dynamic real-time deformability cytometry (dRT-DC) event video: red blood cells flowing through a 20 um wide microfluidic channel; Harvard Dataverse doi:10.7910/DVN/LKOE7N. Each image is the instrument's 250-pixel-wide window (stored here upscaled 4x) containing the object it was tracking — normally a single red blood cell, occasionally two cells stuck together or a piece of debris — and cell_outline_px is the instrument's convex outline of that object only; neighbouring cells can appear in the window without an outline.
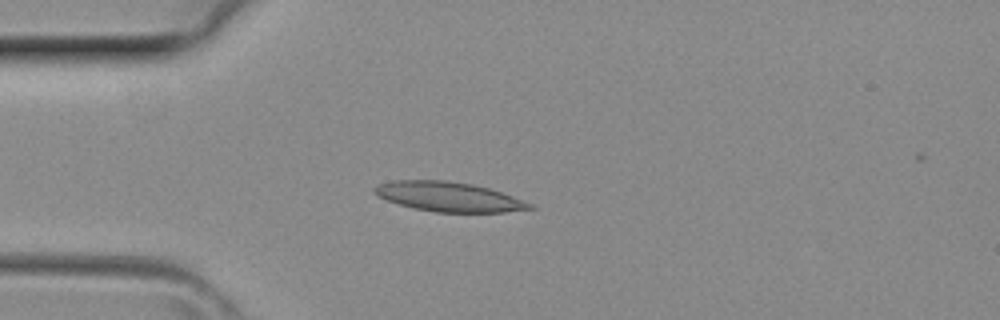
{"species": "common noctule bat (a hibernating species)", "species_latin": "Nyctalus noctula", "temperature_condition": "room temperature", "stored_images_in_passage": 4, "camera_frame_rate_fps": 3000, "um_per_image_px": 0.085, "animal": {"sex": "female", "body_mass_g": 29.2, "forearm_length_mm": 56.3}, "frame": {"image": 1, "passage_image": 3, "time_ms": 0.667, "image_size_px": [1000, 320], "cell_outline_px": [[536, 208], [504, 212], [436, 212], [416, 208], [400, 204], [376, 196], [372, 192], [372, 188], [376, 184], [392, 180], [444, 180], [472, 184], [488, 188], [512, 196], [532, 204]], "centroid_in_image_um": [38.09, 16.71], "position_along_channel_um": 46.9, "area_um2": 26.65}}